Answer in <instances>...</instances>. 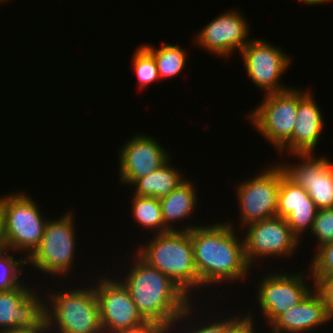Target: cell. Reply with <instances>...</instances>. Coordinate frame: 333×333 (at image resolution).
Here are the masks:
<instances>
[{
    "mask_svg": "<svg viewBox=\"0 0 333 333\" xmlns=\"http://www.w3.org/2000/svg\"><path fill=\"white\" fill-rule=\"evenodd\" d=\"M300 159L293 164L280 163L284 175L307 190L317 209L333 208V161L316 153L291 154Z\"/></svg>",
    "mask_w": 333,
    "mask_h": 333,
    "instance_id": "obj_14",
    "label": "cell"
},
{
    "mask_svg": "<svg viewBox=\"0 0 333 333\" xmlns=\"http://www.w3.org/2000/svg\"><path fill=\"white\" fill-rule=\"evenodd\" d=\"M314 289L322 297L328 314L333 318V276L325 278H312Z\"/></svg>",
    "mask_w": 333,
    "mask_h": 333,
    "instance_id": "obj_29",
    "label": "cell"
},
{
    "mask_svg": "<svg viewBox=\"0 0 333 333\" xmlns=\"http://www.w3.org/2000/svg\"><path fill=\"white\" fill-rule=\"evenodd\" d=\"M113 333H170V331L158 323L146 321L138 327L123 329Z\"/></svg>",
    "mask_w": 333,
    "mask_h": 333,
    "instance_id": "obj_31",
    "label": "cell"
},
{
    "mask_svg": "<svg viewBox=\"0 0 333 333\" xmlns=\"http://www.w3.org/2000/svg\"><path fill=\"white\" fill-rule=\"evenodd\" d=\"M6 249V239L4 233V213L2 210V205L0 203V251Z\"/></svg>",
    "mask_w": 333,
    "mask_h": 333,
    "instance_id": "obj_32",
    "label": "cell"
},
{
    "mask_svg": "<svg viewBox=\"0 0 333 333\" xmlns=\"http://www.w3.org/2000/svg\"><path fill=\"white\" fill-rule=\"evenodd\" d=\"M299 106V88L264 94V99L246 114L256 132L277 152L292 138Z\"/></svg>",
    "mask_w": 333,
    "mask_h": 333,
    "instance_id": "obj_7",
    "label": "cell"
},
{
    "mask_svg": "<svg viewBox=\"0 0 333 333\" xmlns=\"http://www.w3.org/2000/svg\"><path fill=\"white\" fill-rule=\"evenodd\" d=\"M70 212L47 221L38 248L26 260L27 266L30 264L39 273L51 275L53 279L61 276L66 278L74 271L77 228L74 223L76 216Z\"/></svg>",
    "mask_w": 333,
    "mask_h": 333,
    "instance_id": "obj_6",
    "label": "cell"
},
{
    "mask_svg": "<svg viewBox=\"0 0 333 333\" xmlns=\"http://www.w3.org/2000/svg\"><path fill=\"white\" fill-rule=\"evenodd\" d=\"M5 195L1 194L0 203L4 213L6 249L24 254L27 260L38 248L49 218L42 215L38 204L27 192Z\"/></svg>",
    "mask_w": 333,
    "mask_h": 333,
    "instance_id": "obj_5",
    "label": "cell"
},
{
    "mask_svg": "<svg viewBox=\"0 0 333 333\" xmlns=\"http://www.w3.org/2000/svg\"><path fill=\"white\" fill-rule=\"evenodd\" d=\"M322 297L313 289L299 304L280 315L268 329L272 333H315L321 326L330 324Z\"/></svg>",
    "mask_w": 333,
    "mask_h": 333,
    "instance_id": "obj_19",
    "label": "cell"
},
{
    "mask_svg": "<svg viewBox=\"0 0 333 333\" xmlns=\"http://www.w3.org/2000/svg\"><path fill=\"white\" fill-rule=\"evenodd\" d=\"M132 217L138 226L150 231L152 235L168 232L164 225L160 200L154 197L136 196L131 197Z\"/></svg>",
    "mask_w": 333,
    "mask_h": 333,
    "instance_id": "obj_24",
    "label": "cell"
},
{
    "mask_svg": "<svg viewBox=\"0 0 333 333\" xmlns=\"http://www.w3.org/2000/svg\"><path fill=\"white\" fill-rule=\"evenodd\" d=\"M300 2H302L303 4L305 5H308V6H312V5H319V4H322V3H328V2H333V0H298Z\"/></svg>",
    "mask_w": 333,
    "mask_h": 333,
    "instance_id": "obj_33",
    "label": "cell"
},
{
    "mask_svg": "<svg viewBox=\"0 0 333 333\" xmlns=\"http://www.w3.org/2000/svg\"><path fill=\"white\" fill-rule=\"evenodd\" d=\"M119 148L120 184L129 187L162 166L170 157L163 145L149 134L135 133Z\"/></svg>",
    "mask_w": 333,
    "mask_h": 333,
    "instance_id": "obj_16",
    "label": "cell"
},
{
    "mask_svg": "<svg viewBox=\"0 0 333 333\" xmlns=\"http://www.w3.org/2000/svg\"><path fill=\"white\" fill-rule=\"evenodd\" d=\"M24 284L23 281L12 290L0 291V331L21 329L47 333L45 293L41 295L35 287Z\"/></svg>",
    "mask_w": 333,
    "mask_h": 333,
    "instance_id": "obj_12",
    "label": "cell"
},
{
    "mask_svg": "<svg viewBox=\"0 0 333 333\" xmlns=\"http://www.w3.org/2000/svg\"><path fill=\"white\" fill-rule=\"evenodd\" d=\"M132 64L140 90L160 80L154 57L142 45L134 52Z\"/></svg>",
    "mask_w": 333,
    "mask_h": 333,
    "instance_id": "obj_26",
    "label": "cell"
},
{
    "mask_svg": "<svg viewBox=\"0 0 333 333\" xmlns=\"http://www.w3.org/2000/svg\"><path fill=\"white\" fill-rule=\"evenodd\" d=\"M243 233L245 257L253 268L261 259L269 257L284 259L293 255L300 247L301 241L292 232L287 221L281 217H273L244 227ZM257 261V262H256Z\"/></svg>",
    "mask_w": 333,
    "mask_h": 333,
    "instance_id": "obj_10",
    "label": "cell"
},
{
    "mask_svg": "<svg viewBox=\"0 0 333 333\" xmlns=\"http://www.w3.org/2000/svg\"><path fill=\"white\" fill-rule=\"evenodd\" d=\"M310 233L318 242L316 249L327 242L333 241V208L317 211Z\"/></svg>",
    "mask_w": 333,
    "mask_h": 333,
    "instance_id": "obj_28",
    "label": "cell"
},
{
    "mask_svg": "<svg viewBox=\"0 0 333 333\" xmlns=\"http://www.w3.org/2000/svg\"><path fill=\"white\" fill-rule=\"evenodd\" d=\"M241 318L228 330L227 333H256V319L254 320L253 311L246 312Z\"/></svg>",
    "mask_w": 333,
    "mask_h": 333,
    "instance_id": "obj_30",
    "label": "cell"
},
{
    "mask_svg": "<svg viewBox=\"0 0 333 333\" xmlns=\"http://www.w3.org/2000/svg\"><path fill=\"white\" fill-rule=\"evenodd\" d=\"M170 161L171 158L146 177L137 179L131 185L132 194L160 199L178 187L185 177Z\"/></svg>",
    "mask_w": 333,
    "mask_h": 333,
    "instance_id": "obj_21",
    "label": "cell"
},
{
    "mask_svg": "<svg viewBox=\"0 0 333 333\" xmlns=\"http://www.w3.org/2000/svg\"><path fill=\"white\" fill-rule=\"evenodd\" d=\"M11 252L7 249L0 251V291L12 290L23 282L21 275H24L26 260L24 255L18 260L15 252Z\"/></svg>",
    "mask_w": 333,
    "mask_h": 333,
    "instance_id": "obj_25",
    "label": "cell"
},
{
    "mask_svg": "<svg viewBox=\"0 0 333 333\" xmlns=\"http://www.w3.org/2000/svg\"><path fill=\"white\" fill-rule=\"evenodd\" d=\"M260 172L235 187L240 229L276 216L279 185L284 171L278 163H274Z\"/></svg>",
    "mask_w": 333,
    "mask_h": 333,
    "instance_id": "obj_9",
    "label": "cell"
},
{
    "mask_svg": "<svg viewBox=\"0 0 333 333\" xmlns=\"http://www.w3.org/2000/svg\"><path fill=\"white\" fill-rule=\"evenodd\" d=\"M146 241L148 243L138 245L135 253L149 266L168 276L194 300L192 296L199 290V277L189 231L154 234Z\"/></svg>",
    "mask_w": 333,
    "mask_h": 333,
    "instance_id": "obj_3",
    "label": "cell"
},
{
    "mask_svg": "<svg viewBox=\"0 0 333 333\" xmlns=\"http://www.w3.org/2000/svg\"><path fill=\"white\" fill-rule=\"evenodd\" d=\"M317 211L307 190L295 185L283 175L279 185L276 216L287 221L300 241L307 231H311Z\"/></svg>",
    "mask_w": 333,
    "mask_h": 333,
    "instance_id": "obj_18",
    "label": "cell"
},
{
    "mask_svg": "<svg viewBox=\"0 0 333 333\" xmlns=\"http://www.w3.org/2000/svg\"><path fill=\"white\" fill-rule=\"evenodd\" d=\"M315 251L307 269L310 270L312 278L333 276V241L323 244Z\"/></svg>",
    "mask_w": 333,
    "mask_h": 333,
    "instance_id": "obj_27",
    "label": "cell"
},
{
    "mask_svg": "<svg viewBox=\"0 0 333 333\" xmlns=\"http://www.w3.org/2000/svg\"><path fill=\"white\" fill-rule=\"evenodd\" d=\"M194 303H195V305H193ZM196 303H197L196 301L192 302L185 309V311L183 312V314L181 315V317L178 319V321L173 326L171 332H173L175 330L174 331L175 333H177V332H179V333H227L228 330L241 318L240 316L244 315L243 313L242 314L241 313L238 314V312H237V314H235V315L234 314L233 315L231 314L230 316H228V315L227 316L222 315V318L220 316L217 319V317L216 318L214 317V313H212L213 314L212 315V319H210L211 316H208L206 314L205 317L204 316L202 317L201 316L202 312H200V311H198V313L196 312V310L198 308V307H196ZM193 309H194V311H193ZM199 313H201L200 317L194 315V314H199ZM194 316H195V318H197L196 321H195V323H194V320L192 319V318H194ZM206 317H207V319H206ZM198 318L199 319L201 318L202 320L203 319H206V320L205 321L203 320V321L199 322ZM219 318H221V319H219ZM185 320H186V322H185ZM185 323H186V325L184 326ZM192 323H194V324H192ZM192 325H194V326H192ZM177 327H178L179 330H177Z\"/></svg>",
    "mask_w": 333,
    "mask_h": 333,
    "instance_id": "obj_22",
    "label": "cell"
},
{
    "mask_svg": "<svg viewBox=\"0 0 333 333\" xmlns=\"http://www.w3.org/2000/svg\"><path fill=\"white\" fill-rule=\"evenodd\" d=\"M244 17L238 9L224 11L200 28L192 40L206 52L227 60L235 50L240 52L250 41V26Z\"/></svg>",
    "mask_w": 333,
    "mask_h": 333,
    "instance_id": "obj_15",
    "label": "cell"
},
{
    "mask_svg": "<svg viewBox=\"0 0 333 333\" xmlns=\"http://www.w3.org/2000/svg\"><path fill=\"white\" fill-rule=\"evenodd\" d=\"M98 279L94 283V289L103 333L135 328L146 322L138 313L129 291L117 276L107 277V274H104Z\"/></svg>",
    "mask_w": 333,
    "mask_h": 333,
    "instance_id": "obj_13",
    "label": "cell"
},
{
    "mask_svg": "<svg viewBox=\"0 0 333 333\" xmlns=\"http://www.w3.org/2000/svg\"><path fill=\"white\" fill-rule=\"evenodd\" d=\"M307 90V91H306ZM311 89L299 90L297 120L292 138L277 152L280 156L289 154L315 153L325 127L322 110L319 108ZM284 151V152H283ZM284 153V154H283Z\"/></svg>",
    "mask_w": 333,
    "mask_h": 333,
    "instance_id": "obj_17",
    "label": "cell"
},
{
    "mask_svg": "<svg viewBox=\"0 0 333 333\" xmlns=\"http://www.w3.org/2000/svg\"><path fill=\"white\" fill-rule=\"evenodd\" d=\"M247 77L263 94L285 91L281 77L291 65V56L263 39H251L240 51Z\"/></svg>",
    "mask_w": 333,
    "mask_h": 333,
    "instance_id": "obj_11",
    "label": "cell"
},
{
    "mask_svg": "<svg viewBox=\"0 0 333 333\" xmlns=\"http://www.w3.org/2000/svg\"><path fill=\"white\" fill-rule=\"evenodd\" d=\"M133 257L130 269H126V274H121L123 277L118 279L129 291L142 318L171 332L193 300L168 276L149 266L135 252Z\"/></svg>",
    "mask_w": 333,
    "mask_h": 333,
    "instance_id": "obj_2",
    "label": "cell"
},
{
    "mask_svg": "<svg viewBox=\"0 0 333 333\" xmlns=\"http://www.w3.org/2000/svg\"><path fill=\"white\" fill-rule=\"evenodd\" d=\"M274 272H267L263 278L261 276V280L256 281V304L259 305L256 307L264 316L265 327H269L280 315L303 301L314 289V284L311 286L307 280L312 279L310 270L308 275L301 269L299 273Z\"/></svg>",
    "mask_w": 333,
    "mask_h": 333,
    "instance_id": "obj_8",
    "label": "cell"
},
{
    "mask_svg": "<svg viewBox=\"0 0 333 333\" xmlns=\"http://www.w3.org/2000/svg\"><path fill=\"white\" fill-rule=\"evenodd\" d=\"M0 333H40L36 330H21V329H17V330H4V331H0Z\"/></svg>",
    "mask_w": 333,
    "mask_h": 333,
    "instance_id": "obj_34",
    "label": "cell"
},
{
    "mask_svg": "<svg viewBox=\"0 0 333 333\" xmlns=\"http://www.w3.org/2000/svg\"><path fill=\"white\" fill-rule=\"evenodd\" d=\"M142 46L154 57L160 79L174 78L185 70L189 54L180 45L163 43L157 49L146 43Z\"/></svg>",
    "mask_w": 333,
    "mask_h": 333,
    "instance_id": "obj_23",
    "label": "cell"
},
{
    "mask_svg": "<svg viewBox=\"0 0 333 333\" xmlns=\"http://www.w3.org/2000/svg\"><path fill=\"white\" fill-rule=\"evenodd\" d=\"M231 220L201 224L189 230L194 264L199 277V292L208 286L247 279L251 267L245 257L243 235Z\"/></svg>",
    "mask_w": 333,
    "mask_h": 333,
    "instance_id": "obj_1",
    "label": "cell"
},
{
    "mask_svg": "<svg viewBox=\"0 0 333 333\" xmlns=\"http://www.w3.org/2000/svg\"><path fill=\"white\" fill-rule=\"evenodd\" d=\"M195 184L188 179H185L178 187L172 190L167 196L160 198L162 217L164 225L169 231H189L194 227L200 226V224H191L186 226V222L183 225L176 227L174 225L177 222L190 219L192 215H195L196 208L198 207V191ZM176 227V228H175Z\"/></svg>",
    "mask_w": 333,
    "mask_h": 333,
    "instance_id": "obj_20",
    "label": "cell"
},
{
    "mask_svg": "<svg viewBox=\"0 0 333 333\" xmlns=\"http://www.w3.org/2000/svg\"><path fill=\"white\" fill-rule=\"evenodd\" d=\"M74 287L46 288V332L103 333L94 284Z\"/></svg>",
    "mask_w": 333,
    "mask_h": 333,
    "instance_id": "obj_4",
    "label": "cell"
}]
</instances>
